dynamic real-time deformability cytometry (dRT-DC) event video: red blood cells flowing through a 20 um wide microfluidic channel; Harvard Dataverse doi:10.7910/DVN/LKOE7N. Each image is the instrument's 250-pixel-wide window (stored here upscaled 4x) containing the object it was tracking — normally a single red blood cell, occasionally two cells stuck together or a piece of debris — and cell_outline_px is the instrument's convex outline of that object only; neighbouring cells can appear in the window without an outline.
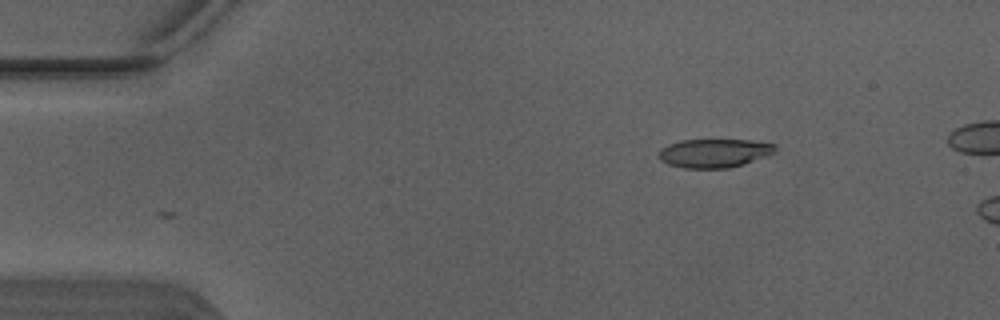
{"species": "Egyptian fruit bat (a non-hibernating species)", "species_latin": "Rousettus aegyptiacus", "temperature_condition": "warm", "stored_images_in_passage": 2, "camera_frame_rate_fps": 3000, "um_per_image_px": 0.085, "animal": {"sex": "male"}, "frame": {"image": 1, "passage_image": 2, "time_ms": 0.333, "image_size_px": [1000, 320], "cell_outline_px": [[776, 148], [768, 156], [744, 164], [728, 168], [684, 168], [668, 164], [660, 160], [656, 156], [660, 148], [668, 144], [680, 140], [752, 140], [776, 144]], "centroid_in_image_um": [60.67, 13.01], "position_along_channel_um": 24.3, "area_um2": 19.65}}